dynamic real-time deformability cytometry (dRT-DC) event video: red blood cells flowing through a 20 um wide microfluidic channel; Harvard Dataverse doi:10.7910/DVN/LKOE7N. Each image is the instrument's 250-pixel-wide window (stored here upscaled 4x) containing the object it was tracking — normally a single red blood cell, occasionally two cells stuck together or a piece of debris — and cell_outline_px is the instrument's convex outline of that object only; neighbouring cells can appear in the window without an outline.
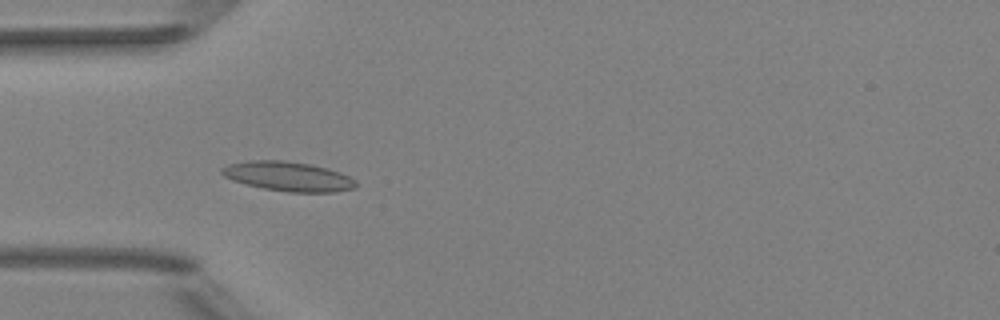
{"species": "Egyptian fruit bat (a non-hibernating species)", "species_latin": "Rousettus aegyptiacus", "temperature_condition": "room temperature", "stored_images_in_passage": 52, "camera_frame_rate_fps": 3000, "um_per_image_px": 0.085, "animal": {"sex": "female"}, "frame": {"image": 1, "passage_image": 16, "time_ms": 5.0, "image_size_px": [1000, 320], "cell_outline_px": [[356, 188], [336, 192], [288, 192], [264, 188], [232, 180], [224, 176], [220, 172], [220, 168], [228, 164], [248, 160], [284, 160], [312, 164], [328, 168], [340, 172], [356, 180]], "centroid_in_image_um": [24.5, 14.98], "position_along_channel_um": 60.5, "area_um2": 23.18}}
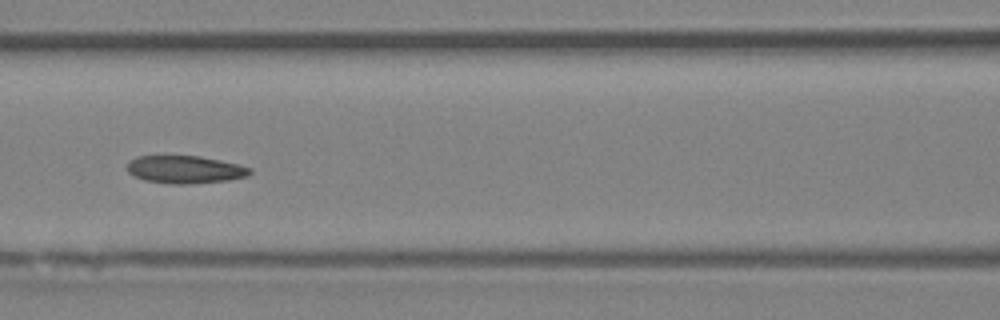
{"frame": {"image": 2, "passage_image": 23, "time_ms": 7.333, "image_size_px": [1000, 320], "cell_outline_px": [[252, 172], [248, 176], [228, 180], [188, 184], [172, 184], [144, 180], [128, 172], [128, 160], [136, 156], [200, 156], [240, 164], [252, 168]], "centroid_in_image_um": [15.75, 14.4], "position_along_channel_um": 150.8, "area_um2": 19.88}}
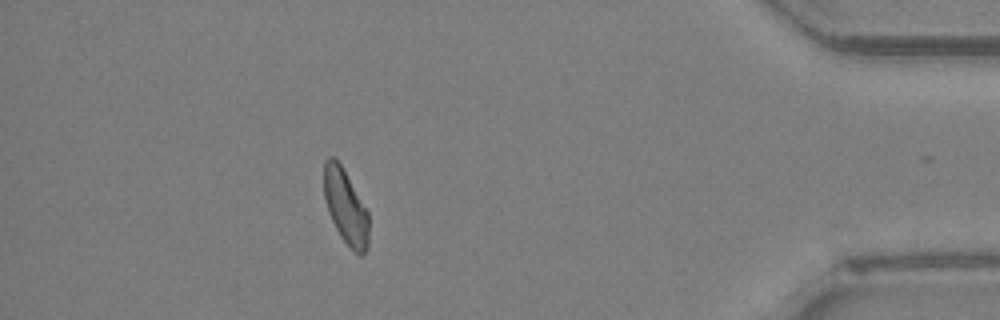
{"frame": {"image": 3, "passage_image": 46, "time_ms": 15.0, "image_size_px": [1000, 320], "cell_outline_px": [[368, 248], [360, 256], [340, 236], [328, 212], [324, 196], [324, 160], [328, 156], [332, 156], [340, 164], [368, 212]], "centroid_in_image_um": [29.36, 17.57], "position_along_channel_um": 405.8, "area_um2": 19.07}, "authors_computed_cell_mechanics": {"area_um2": 20.2878, "velocity_mm_per_s": 3.973, "shape_relaxation_time_tau1_ms": null, "shape_relaxation_time_tau2_ms": 6.5796, "deformation_change_tau1": null, "deformation_change_tau2": 0.1405}}